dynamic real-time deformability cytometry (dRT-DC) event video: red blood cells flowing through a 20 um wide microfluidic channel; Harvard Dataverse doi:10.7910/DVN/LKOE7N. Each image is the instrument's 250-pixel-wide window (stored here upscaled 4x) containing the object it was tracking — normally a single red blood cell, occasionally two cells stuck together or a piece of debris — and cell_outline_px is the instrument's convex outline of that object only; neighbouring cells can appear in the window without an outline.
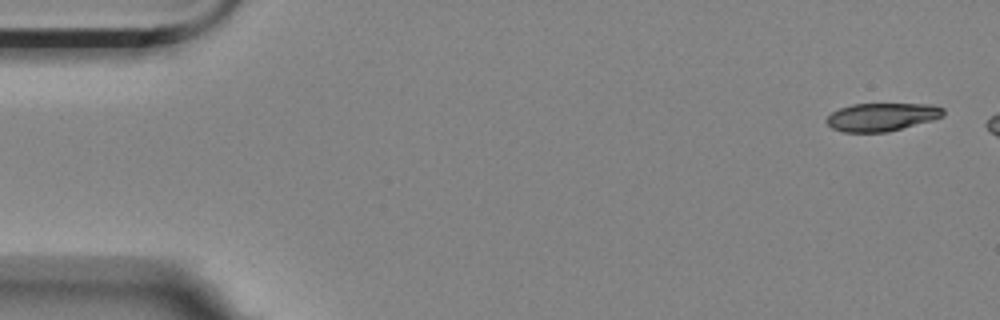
{"species": "Egyptian fruit bat (a non-hibernating species)", "species_latin": "Rousettus aegyptiacus", "temperature_condition": "room temperature", "stored_images_in_passage": 4, "camera_frame_rate_fps": 3000, "um_per_image_px": 0.085, "animal": {"sex": "female"}, "frame": {"image": 1, "passage_image": 1, "time_ms": 0.0, "image_size_px": [1000, 320], "cell_outline_px": [[944, 116], [932, 120], [888, 132], [844, 132], [832, 128], [824, 120], [832, 112], [840, 108], [852, 104], [932, 104], [944, 108]], "centroid_in_image_um": [74.95, 9.94], "position_along_channel_um": 10.0, "area_um2": 19.13}}